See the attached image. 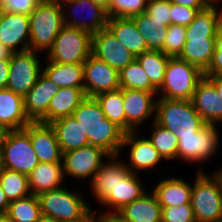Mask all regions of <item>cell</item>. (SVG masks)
I'll return each mask as SVG.
<instances>
[{"label":"cell","instance_id":"obj_33","mask_svg":"<svg viewBox=\"0 0 222 222\" xmlns=\"http://www.w3.org/2000/svg\"><path fill=\"white\" fill-rule=\"evenodd\" d=\"M105 117L127 133V121L123 105V89L100 93L94 97Z\"/></svg>","mask_w":222,"mask_h":222},{"label":"cell","instance_id":"obj_43","mask_svg":"<svg viewBox=\"0 0 222 222\" xmlns=\"http://www.w3.org/2000/svg\"><path fill=\"white\" fill-rule=\"evenodd\" d=\"M39 4V0H0V9L3 12L15 14H32Z\"/></svg>","mask_w":222,"mask_h":222},{"label":"cell","instance_id":"obj_21","mask_svg":"<svg viewBox=\"0 0 222 222\" xmlns=\"http://www.w3.org/2000/svg\"><path fill=\"white\" fill-rule=\"evenodd\" d=\"M191 101L206 124L222 122V98L205 76L198 82Z\"/></svg>","mask_w":222,"mask_h":222},{"label":"cell","instance_id":"obj_52","mask_svg":"<svg viewBox=\"0 0 222 222\" xmlns=\"http://www.w3.org/2000/svg\"><path fill=\"white\" fill-rule=\"evenodd\" d=\"M93 3L100 5L106 11L109 10L112 0H91Z\"/></svg>","mask_w":222,"mask_h":222},{"label":"cell","instance_id":"obj_56","mask_svg":"<svg viewBox=\"0 0 222 222\" xmlns=\"http://www.w3.org/2000/svg\"><path fill=\"white\" fill-rule=\"evenodd\" d=\"M56 1L59 2L63 6V3L73 1V0H56Z\"/></svg>","mask_w":222,"mask_h":222},{"label":"cell","instance_id":"obj_29","mask_svg":"<svg viewBox=\"0 0 222 222\" xmlns=\"http://www.w3.org/2000/svg\"><path fill=\"white\" fill-rule=\"evenodd\" d=\"M86 98L84 87L60 88L48 106V124L72 116L78 105Z\"/></svg>","mask_w":222,"mask_h":222},{"label":"cell","instance_id":"obj_17","mask_svg":"<svg viewBox=\"0 0 222 222\" xmlns=\"http://www.w3.org/2000/svg\"><path fill=\"white\" fill-rule=\"evenodd\" d=\"M139 136H138V135ZM139 131L125 133L121 152L130 145L129 161L127 168L135 174L139 171H147L150 168L158 166L161 160H164L160 153L155 149L152 142L144 136L140 137Z\"/></svg>","mask_w":222,"mask_h":222},{"label":"cell","instance_id":"obj_11","mask_svg":"<svg viewBox=\"0 0 222 222\" xmlns=\"http://www.w3.org/2000/svg\"><path fill=\"white\" fill-rule=\"evenodd\" d=\"M39 53L26 50L12 54L7 89L24 97L33 88L42 73L41 62L38 59Z\"/></svg>","mask_w":222,"mask_h":222},{"label":"cell","instance_id":"obj_51","mask_svg":"<svg viewBox=\"0 0 222 222\" xmlns=\"http://www.w3.org/2000/svg\"><path fill=\"white\" fill-rule=\"evenodd\" d=\"M13 52L0 43V60H10Z\"/></svg>","mask_w":222,"mask_h":222},{"label":"cell","instance_id":"obj_25","mask_svg":"<svg viewBox=\"0 0 222 222\" xmlns=\"http://www.w3.org/2000/svg\"><path fill=\"white\" fill-rule=\"evenodd\" d=\"M128 222H161L162 207L153 191L124 205L117 211Z\"/></svg>","mask_w":222,"mask_h":222},{"label":"cell","instance_id":"obj_55","mask_svg":"<svg viewBox=\"0 0 222 222\" xmlns=\"http://www.w3.org/2000/svg\"><path fill=\"white\" fill-rule=\"evenodd\" d=\"M0 222H8L5 215H0Z\"/></svg>","mask_w":222,"mask_h":222},{"label":"cell","instance_id":"obj_12","mask_svg":"<svg viewBox=\"0 0 222 222\" xmlns=\"http://www.w3.org/2000/svg\"><path fill=\"white\" fill-rule=\"evenodd\" d=\"M102 148L88 145L76 150L63 153V176L76 179H89L94 177L103 164V158L109 157Z\"/></svg>","mask_w":222,"mask_h":222},{"label":"cell","instance_id":"obj_46","mask_svg":"<svg viewBox=\"0 0 222 222\" xmlns=\"http://www.w3.org/2000/svg\"><path fill=\"white\" fill-rule=\"evenodd\" d=\"M91 208L90 219L92 222H128L126 221L117 211H113L112 213H99V215L95 216L97 213L96 210L93 211Z\"/></svg>","mask_w":222,"mask_h":222},{"label":"cell","instance_id":"obj_40","mask_svg":"<svg viewBox=\"0 0 222 222\" xmlns=\"http://www.w3.org/2000/svg\"><path fill=\"white\" fill-rule=\"evenodd\" d=\"M147 0H112L107 15L112 17H133L146 10Z\"/></svg>","mask_w":222,"mask_h":222},{"label":"cell","instance_id":"obj_59","mask_svg":"<svg viewBox=\"0 0 222 222\" xmlns=\"http://www.w3.org/2000/svg\"><path fill=\"white\" fill-rule=\"evenodd\" d=\"M217 172L222 176V170H218Z\"/></svg>","mask_w":222,"mask_h":222},{"label":"cell","instance_id":"obj_20","mask_svg":"<svg viewBox=\"0 0 222 222\" xmlns=\"http://www.w3.org/2000/svg\"><path fill=\"white\" fill-rule=\"evenodd\" d=\"M29 16L3 12L0 25V43L13 53L29 50ZM21 47L19 48V45Z\"/></svg>","mask_w":222,"mask_h":222},{"label":"cell","instance_id":"obj_37","mask_svg":"<svg viewBox=\"0 0 222 222\" xmlns=\"http://www.w3.org/2000/svg\"><path fill=\"white\" fill-rule=\"evenodd\" d=\"M120 89H135L157 92L151 84L146 72L135 59L119 72Z\"/></svg>","mask_w":222,"mask_h":222},{"label":"cell","instance_id":"obj_14","mask_svg":"<svg viewBox=\"0 0 222 222\" xmlns=\"http://www.w3.org/2000/svg\"><path fill=\"white\" fill-rule=\"evenodd\" d=\"M65 4H67L65 8L68 9L65 11L63 10L65 26L79 28L89 32L91 35L99 32L100 30L106 29L109 17L107 15V11L100 5L93 3L91 0H73L66 2ZM84 8L88 10L89 14L83 19L80 15H78V17L76 14L80 10L84 12ZM87 17L89 19H86Z\"/></svg>","mask_w":222,"mask_h":222},{"label":"cell","instance_id":"obj_44","mask_svg":"<svg viewBox=\"0 0 222 222\" xmlns=\"http://www.w3.org/2000/svg\"><path fill=\"white\" fill-rule=\"evenodd\" d=\"M200 10L171 2V24L188 26Z\"/></svg>","mask_w":222,"mask_h":222},{"label":"cell","instance_id":"obj_2","mask_svg":"<svg viewBox=\"0 0 222 222\" xmlns=\"http://www.w3.org/2000/svg\"><path fill=\"white\" fill-rule=\"evenodd\" d=\"M72 117L87 133L89 145L100 147L109 155L121 154L125 132L105 117L94 97H86L72 113Z\"/></svg>","mask_w":222,"mask_h":222},{"label":"cell","instance_id":"obj_32","mask_svg":"<svg viewBox=\"0 0 222 222\" xmlns=\"http://www.w3.org/2000/svg\"><path fill=\"white\" fill-rule=\"evenodd\" d=\"M131 18L134 20L139 33L145 39L148 50L161 51L167 35L168 26L164 25L163 21L150 19L145 12Z\"/></svg>","mask_w":222,"mask_h":222},{"label":"cell","instance_id":"obj_16","mask_svg":"<svg viewBox=\"0 0 222 222\" xmlns=\"http://www.w3.org/2000/svg\"><path fill=\"white\" fill-rule=\"evenodd\" d=\"M59 89L57 84L40 74L33 88L23 97L24 111L31 122L48 124V106Z\"/></svg>","mask_w":222,"mask_h":222},{"label":"cell","instance_id":"obj_60","mask_svg":"<svg viewBox=\"0 0 222 222\" xmlns=\"http://www.w3.org/2000/svg\"><path fill=\"white\" fill-rule=\"evenodd\" d=\"M44 1H53V0H39V2H44Z\"/></svg>","mask_w":222,"mask_h":222},{"label":"cell","instance_id":"obj_49","mask_svg":"<svg viewBox=\"0 0 222 222\" xmlns=\"http://www.w3.org/2000/svg\"><path fill=\"white\" fill-rule=\"evenodd\" d=\"M10 202L8 201L5 193L2 190L1 184H0V215H5L7 213V210L9 208Z\"/></svg>","mask_w":222,"mask_h":222},{"label":"cell","instance_id":"obj_3","mask_svg":"<svg viewBox=\"0 0 222 222\" xmlns=\"http://www.w3.org/2000/svg\"><path fill=\"white\" fill-rule=\"evenodd\" d=\"M210 176L199 169L191 192L196 222H222V176L215 170Z\"/></svg>","mask_w":222,"mask_h":222},{"label":"cell","instance_id":"obj_6","mask_svg":"<svg viewBox=\"0 0 222 222\" xmlns=\"http://www.w3.org/2000/svg\"><path fill=\"white\" fill-rule=\"evenodd\" d=\"M82 196L65 187L40 193L41 213L60 222H85L92 207Z\"/></svg>","mask_w":222,"mask_h":222},{"label":"cell","instance_id":"obj_30","mask_svg":"<svg viewBox=\"0 0 222 222\" xmlns=\"http://www.w3.org/2000/svg\"><path fill=\"white\" fill-rule=\"evenodd\" d=\"M42 73L60 88L84 87L83 64H61L49 62Z\"/></svg>","mask_w":222,"mask_h":222},{"label":"cell","instance_id":"obj_42","mask_svg":"<svg viewBox=\"0 0 222 222\" xmlns=\"http://www.w3.org/2000/svg\"><path fill=\"white\" fill-rule=\"evenodd\" d=\"M145 13L150 19L163 21L166 26L171 25V1L147 0Z\"/></svg>","mask_w":222,"mask_h":222},{"label":"cell","instance_id":"obj_45","mask_svg":"<svg viewBox=\"0 0 222 222\" xmlns=\"http://www.w3.org/2000/svg\"><path fill=\"white\" fill-rule=\"evenodd\" d=\"M215 52L212 61L204 72V76H221L222 77V26L218 29L215 37Z\"/></svg>","mask_w":222,"mask_h":222},{"label":"cell","instance_id":"obj_1","mask_svg":"<svg viewBox=\"0 0 222 222\" xmlns=\"http://www.w3.org/2000/svg\"><path fill=\"white\" fill-rule=\"evenodd\" d=\"M222 26V10L217 5H208L198 11L194 20L186 26V42L179 59L205 72L215 52V37Z\"/></svg>","mask_w":222,"mask_h":222},{"label":"cell","instance_id":"obj_28","mask_svg":"<svg viewBox=\"0 0 222 222\" xmlns=\"http://www.w3.org/2000/svg\"><path fill=\"white\" fill-rule=\"evenodd\" d=\"M50 125L55 130L62 153L89 145L87 133L72 116L57 119Z\"/></svg>","mask_w":222,"mask_h":222},{"label":"cell","instance_id":"obj_36","mask_svg":"<svg viewBox=\"0 0 222 222\" xmlns=\"http://www.w3.org/2000/svg\"><path fill=\"white\" fill-rule=\"evenodd\" d=\"M0 184L9 202L31 194L28 176L17 171L1 168Z\"/></svg>","mask_w":222,"mask_h":222},{"label":"cell","instance_id":"obj_27","mask_svg":"<svg viewBox=\"0 0 222 222\" xmlns=\"http://www.w3.org/2000/svg\"><path fill=\"white\" fill-rule=\"evenodd\" d=\"M161 207L191 204L192 186L183 178H168L159 180L153 189Z\"/></svg>","mask_w":222,"mask_h":222},{"label":"cell","instance_id":"obj_8","mask_svg":"<svg viewBox=\"0 0 222 222\" xmlns=\"http://www.w3.org/2000/svg\"><path fill=\"white\" fill-rule=\"evenodd\" d=\"M204 77L198 67L171 57L166 67L164 81L157 92H162L158 98L191 100L198 82Z\"/></svg>","mask_w":222,"mask_h":222},{"label":"cell","instance_id":"obj_22","mask_svg":"<svg viewBox=\"0 0 222 222\" xmlns=\"http://www.w3.org/2000/svg\"><path fill=\"white\" fill-rule=\"evenodd\" d=\"M30 140L39 162H62L63 153L50 124L30 122Z\"/></svg>","mask_w":222,"mask_h":222},{"label":"cell","instance_id":"obj_48","mask_svg":"<svg viewBox=\"0 0 222 222\" xmlns=\"http://www.w3.org/2000/svg\"><path fill=\"white\" fill-rule=\"evenodd\" d=\"M10 68V60H0V89H5Z\"/></svg>","mask_w":222,"mask_h":222},{"label":"cell","instance_id":"obj_38","mask_svg":"<svg viewBox=\"0 0 222 222\" xmlns=\"http://www.w3.org/2000/svg\"><path fill=\"white\" fill-rule=\"evenodd\" d=\"M152 123L153 132L148 139L152 142L153 146L160 153L164 160H174L177 158V137L167 128H164L158 124L155 119H153Z\"/></svg>","mask_w":222,"mask_h":222},{"label":"cell","instance_id":"obj_10","mask_svg":"<svg viewBox=\"0 0 222 222\" xmlns=\"http://www.w3.org/2000/svg\"><path fill=\"white\" fill-rule=\"evenodd\" d=\"M217 125L205 124L199 131L178 133L177 158L188 163L203 162L216 154L219 148Z\"/></svg>","mask_w":222,"mask_h":222},{"label":"cell","instance_id":"obj_50","mask_svg":"<svg viewBox=\"0 0 222 222\" xmlns=\"http://www.w3.org/2000/svg\"><path fill=\"white\" fill-rule=\"evenodd\" d=\"M216 88L218 95L222 98V77L221 76H205Z\"/></svg>","mask_w":222,"mask_h":222},{"label":"cell","instance_id":"obj_13","mask_svg":"<svg viewBox=\"0 0 222 222\" xmlns=\"http://www.w3.org/2000/svg\"><path fill=\"white\" fill-rule=\"evenodd\" d=\"M84 92L86 97L120 88L119 72L92 53L83 63Z\"/></svg>","mask_w":222,"mask_h":222},{"label":"cell","instance_id":"obj_34","mask_svg":"<svg viewBox=\"0 0 222 222\" xmlns=\"http://www.w3.org/2000/svg\"><path fill=\"white\" fill-rule=\"evenodd\" d=\"M170 58V56L158 50H148L136 56V60L146 72L151 84L157 90L163 84L166 67Z\"/></svg>","mask_w":222,"mask_h":222},{"label":"cell","instance_id":"obj_23","mask_svg":"<svg viewBox=\"0 0 222 222\" xmlns=\"http://www.w3.org/2000/svg\"><path fill=\"white\" fill-rule=\"evenodd\" d=\"M31 121L25 114L23 96L0 89V125L7 130L24 129Z\"/></svg>","mask_w":222,"mask_h":222},{"label":"cell","instance_id":"obj_24","mask_svg":"<svg viewBox=\"0 0 222 222\" xmlns=\"http://www.w3.org/2000/svg\"><path fill=\"white\" fill-rule=\"evenodd\" d=\"M135 57L148 51L147 43L130 17H112L106 27Z\"/></svg>","mask_w":222,"mask_h":222},{"label":"cell","instance_id":"obj_39","mask_svg":"<svg viewBox=\"0 0 222 222\" xmlns=\"http://www.w3.org/2000/svg\"><path fill=\"white\" fill-rule=\"evenodd\" d=\"M186 42V26L171 24L167 27L162 53L170 57H178Z\"/></svg>","mask_w":222,"mask_h":222},{"label":"cell","instance_id":"obj_15","mask_svg":"<svg viewBox=\"0 0 222 222\" xmlns=\"http://www.w3.org/2000/svg\"><path fill=\"white\" fill-rule=\"evenodd\" d=\"M91 53L118 72L136 59L107 28L92 35Z\"/></svg>","mask_w":222,"mask_h":222},{"label":"cell","instance_id":"obj_35","mask_svg":"<svg viewBox=\"0 0 222 222\" xmlns=\"http://www.w3.org/2000/svg\"><path fill=\"white\" fill-rule=\"evenodd\" d=\"M5 216L8 222H38L42 216L38 196L30 194L10 202Z\"/></svg>","mask_w":222,"mask_h":222},{"label":"cell","instance_id":"obj_61","mask_svg":"<svg viewBox=\"0 0 222 222\" xmlns=\"http://www.w3.org/2000/svg\"><path fill=\"white\" fill-rule=\"evenodd\" d=\"M85 222H92V220L89 218L88 220H86Z\"/></svg>","mask_w":222,"mask_h":222},{"label":"cell","instance_id":"obj_47","mask_svg":"<svg viewBox=\"0 0 222 222\" xmlns=\"http://www.w3.org/2000/svg\"><path fill=\"white\" fill-rule=\"evenodd\" d=\"M174 4L184 5L189 8L205 9L209 4L205 0H170Z\"/></svg>","mask_w":222,"mask_h":222},{"label":"cell","instance_id":"obj_54","mask_svg":"<svg viewBox=\"0 0 222 222\" xmlns=\"http://www.w3.org/2000/svg\"><path fill=\"white\" fill-rule=\"evenodd\" d=\"M209 5H215V2H216V5H217V1H221V0H205Z\"/></svg>","mask_w":222,"mask_h":222},{"label":"cell","instance_id":"obj_19","mask_svg":"<svg viewBox=\"0 0 222 222\" xmlns=\"http://www.w3.org/2000/svg\"><path fill=\"white\" fill-rule=\"evenodd\" d=\"M118 157L117 155L107 157L110 161H104L91 180V193L100 203L132 173L127 164L116 160Z\"/></svg>","mask_w":222,"mask_h":222},{"label":"cell","instance_id":"obj_31","mask_svg":"<svg viewBox=\"0 0 222 222\" xmlns=\"http://www.w3.org/2000/svg\"><path fill=\"white\" fill-rule=\"evenodd\" d=\"M139 176L131 173L124 182L119 183L114 190L101 202L102 205L110 207L114 211H119L124 205L145 194Z\"/></svg>","mask_w":222,"mask_h":222},{"label":"cell","instance_id":"obj_53","mask_svg":"<svg viewBox=\"0 0 222 222\" xmlns=\"http://www.w3.org/2000/svg\"><path fill=\"white\" fill-rule=\"evenodd\" d=\"M38 222H60L52 217L42 215Z\"/></svg>","mask_w":222,"mask_h":222},{"label":"cell","instance_id":"obj_18","mask_svg":"<svg viewBox=\"0 0 222 222\" xmlns=\"http://www.w3.org/2000/svg\"><path fill=\"white\" fill-rule=\"evenodd\" d=\"M158 92H148L144 90L123 89V105L125 118L127 121V133L138 131L152 114H156V102L154 96Z\"/></svg>","mask_w":222,"mask_h":222},{"label":"cell","instance_id":"obj_41","mask_svg":"<svg viewBox=\"0 0 222 222\" xmlns=\"http://www.w3.org/2000/svg\"><path fill=\"white\" fill-rule=\"evenodd\" d=\"M161 222H196L191 204L162 207Z\"/></svg>","mask_w":222,"mask_h":222},{"label":"cell","instance_id":"obj_9","mask_svg":"<svg viewBox=\"0 0 222 222\" xmlns=\"http://www.w3.org/2000/svg\"><path fill=\"white\" fill-rule=\"evenodd\" d=\"M92 50V35L79 28L64 26L48 50L47 61L83 64Z\"/></svg>","mask_w":222,"mask_h":222},{"label":"cell","instance_id":"obj_7","mask_svg":"<svg viewBox=\"0 0 222 222\" xmlns=\"http://www.w3.org/2000/svg\"><path fill=\"white\" fill-rule=\"evenodd\" d=\"M154 119L175 136L178 133H195L206 124L191 100L157 98Z\"/></svg>","mask_w":222,"mask_h":222},{"label":"cell","instance_id":"obj_58","mask_svg":"<svg viewBox=\"0 0 222 222\" xmlns=\"http://www.w3.org/2000/svg\"><path fill=\"white\" fill-rule=\"evenodd\" d=\"M2 19H3V11L0 9V25H1Z\"/></svg>","mask_w":222,"mask_h":222},{"label":"cell","instance_id":"obj_5","mask_svg":"<svg viewBox=\"0 0 222 222\" xmlns=\"http://www.w3.org/2000/svg\"><path fill=\"white\" fill-rule=\"evenodd\" d=\"M0 155L2 168L29 176L40 163L30 140V123L0 136Z\"/></svg>","mask_w":222,"mask_h":222},{"label":"cell","instance_id":"obj_26","mask_svg":"<svg viewBox=\"0 0 222 222\" xmlns=\"http://www.w3.org/2000/svg\"><path fill=\"white\" fill-rule=\"evenodd\" d=\"M63 163H39L38 166L29 174L28 182L31 194L55 190L63 187Z\"/></svg>","mask_w":222,"mask_h":222},{"label":"cell","instance_id":"obj_4","mask_svg":"<svg viewBox=\"0 0 222 222\" xmlns=\"http://www.w3.org/2000/svg\"><path fill=\"white\" fill-rule=\"evenodd\" d=\"M64 6L56 0L39 2L35 11L29 15V50L48 51L60 30L65 26Z\"/></svg>","mask_w":222,"mask_h":222},{"label":"cell","instance_id":"obj_57","mask_svg":"<svg viewBox=\"0 0 222 222\" xmlns=\"http://www.w3.org/2000/svg\"><path fill=\"white\" fill-rule=\"evenodd\" d=\"M6 130L0 125V136L3 135Z\"/></svg>","mask_w":222,"mask_h":222}]
</instances>
